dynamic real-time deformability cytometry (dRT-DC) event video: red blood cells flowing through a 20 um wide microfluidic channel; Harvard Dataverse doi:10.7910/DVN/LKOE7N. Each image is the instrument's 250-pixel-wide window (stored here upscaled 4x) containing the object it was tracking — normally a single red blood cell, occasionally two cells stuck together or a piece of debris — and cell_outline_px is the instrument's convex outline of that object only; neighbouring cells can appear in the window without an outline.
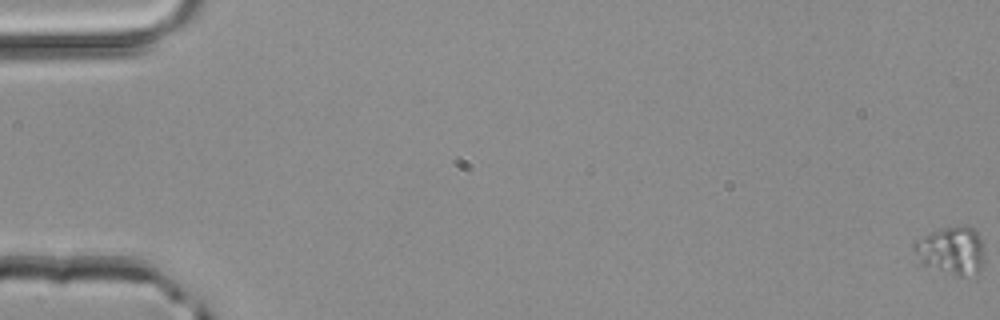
{"species": "common noctule bat (a hibernating species)", "species_latin": "Nyctalus noctula", "temperature_condition": "room temperature", "stored_images_in_passage": 4, "camera_frame_rate_fps": 3000, "um_per_image_px": 0.085, "animal": {"sex": "male", "body_mass_g": 20.4}, "frame": {"image": 1, "passage_image": 1, "time_ms": 0.0, "image_size_px": [1000, 320], "cell_outline_px": [[984, 260], [980, 268], [976, 272], [960, 276], [956, 276], [924, 264], [920, 260], [912, 248], [912, 244], [932, 232], [952, 224], [968, 224], [976, 232], [980, 240], [984, 252]], "centroid_in_image_um": [80.89, 21.25], "position_along_channel_um": 4.1, "area_um2": 19.42}}